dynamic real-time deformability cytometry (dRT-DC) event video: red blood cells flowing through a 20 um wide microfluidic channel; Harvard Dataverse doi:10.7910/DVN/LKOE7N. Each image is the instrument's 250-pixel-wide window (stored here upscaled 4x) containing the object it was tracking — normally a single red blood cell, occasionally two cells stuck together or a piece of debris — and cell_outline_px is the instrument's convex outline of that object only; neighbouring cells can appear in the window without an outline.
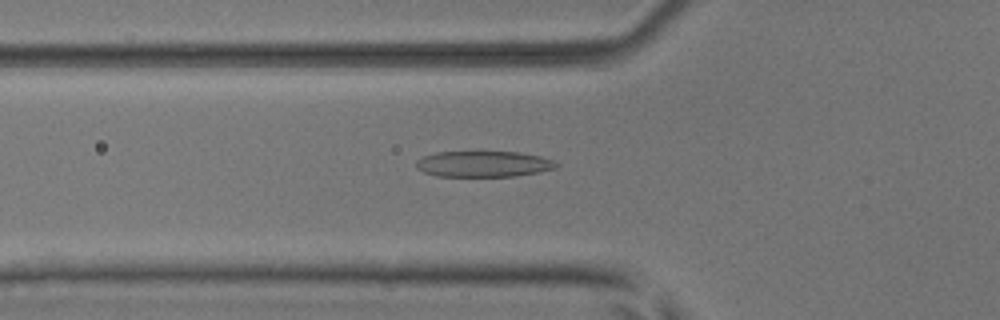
{"species": "common noctule bat (a hibernating species)", "species_latin": "Nyctalus noctula", "temperature_condition": "room temperature", "stored_images_in_passage": 49, "camera_frame_rate_fps": 3000, "um_per_image_px": 0.085, "animal": {"sex": "male", "body_mass_g": 17.9, "forearm_length_mm": 54.2}, "frame": {"image": 1, "passage_image": 15, "time_ms": 4.667, "image_size_px": [1000, 320], "cell_outline_px": [[560, 164], [556, 168], [516, 176], [436, 176], [424, 172], [416, 168], [416, 160], [424, 156], [436, 152], [520, 152], [540, 156], [552, 160]], "centroid_in_image_um": [41.08, 13.94], "position_along_channel_um": 84.7, "area_um2": 21.1}}
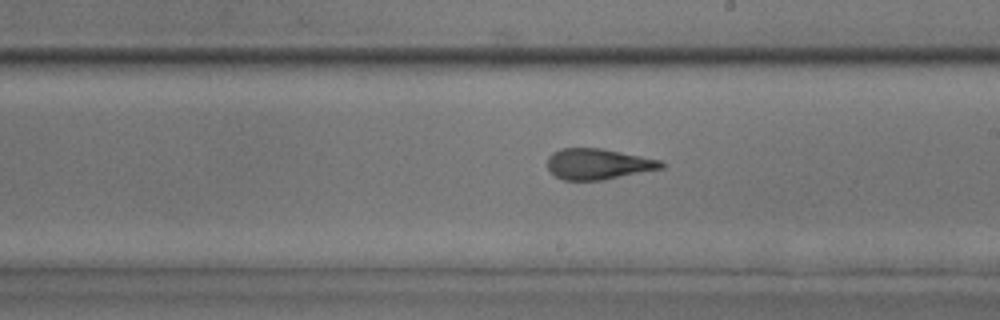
{"frame": {"image": 2, "passage_image": 27, "time_ms": 8.667, "image_size_px": [1000, 320], "cell_outline_px": [[664, 168], [604, 180], [564, 180], [556, 176], [548, 168], [548, 156], [552, 152], [560, 148], [600, 148], [660, 160], [664, 164]], "centroid_in_image_um": [50.83, 13.94], "position_along_channel_um": 238.2, "area_um2": 20.35}}
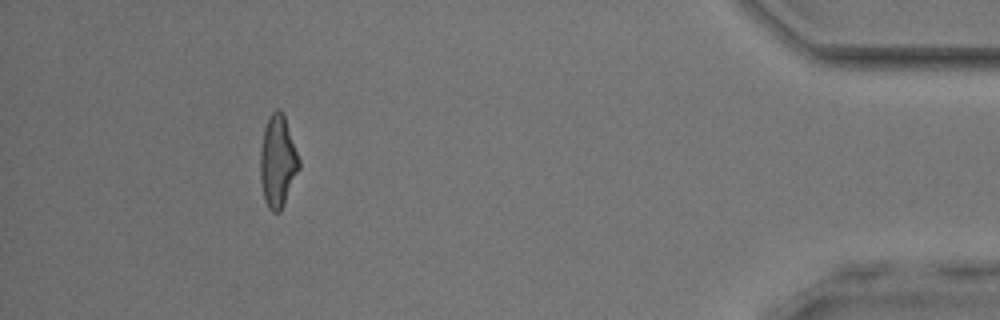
{"frame": {"image": 3, "passage_image": 45, "time_ms": 14.667, "image_size_px": [1000, 320], "cell_outline_px": [[300, 168], [284, 204], [280, 212], [272, 212], [268, 208], [264, 200], [260, 180], [260, 152], [264, 128], [268, 116], [276, 108], [280, 108], [284, 112], [300, 160]], "centroid_in_image_um": [23.61, 13.68], "position_along_channel_um": 411.6, "area_um2": 21.15}, "authors_computed_cell_mechanics": {"area_um2": 20.8658, "velocity_mm_per_s": 3.8392, "shape_relaxation_time_tau1_ms": 2.9659, "shape_relaxation_time_tau2_ms": 1.5964, "deformation_change_tau1": 0.1561, "deformation_change_tau2": 0.1225}}